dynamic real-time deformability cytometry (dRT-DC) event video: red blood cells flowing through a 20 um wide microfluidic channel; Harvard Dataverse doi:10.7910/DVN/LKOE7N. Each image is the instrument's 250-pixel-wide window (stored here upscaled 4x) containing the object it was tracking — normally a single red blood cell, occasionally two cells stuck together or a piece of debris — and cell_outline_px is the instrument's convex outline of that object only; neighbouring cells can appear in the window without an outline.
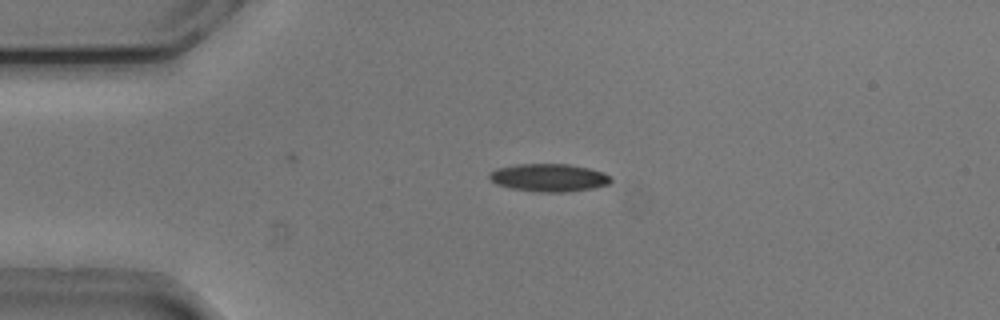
{"species": "common noctule bat (a hibernating species)", "species_latin": "Nyctalus noctula", "temperature_condition": "cold", "stored_images_in_passage": 49, "camera_frame_rate_fps": 3000, "um_per_image_px": 0.085, "animal": {"sex": "male", "body_mass_g": 20.5, "forearm_length_mm": 52.5}, "frame": {"image": 1, "passage_image": 11, "time_ms": 3.333, "image_size_px": [1000, 320], "cell_outline_px": [[612, 180], [608, 184], [592, 188], [568, 192], [536, 192], [512, 188], [496, 184], [488, 176], [488, 172], [496, 168], [516, 164], [568, 164], [588, 168], [604, 172]], "centroid_in_image_um": [46.62, 15.1], "position_along_channel_um": 38.4, "area_um2": 19.71}}
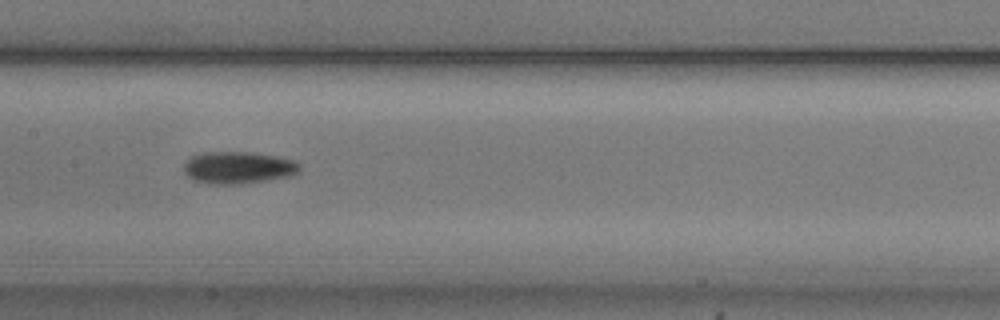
{"frame": {"image": 2, "passage_image": 25, "time_ms": 8.0, "image_size_px": [1000, 320], "cell_outline_px": [[300, 172], [292, 176], [236, 184], [216, 184], [196, 180], [188, 176], [184, 172], [184, 164], [192, 156], [204, 152], [252, 152], [276, 156], [292, 160], [300, 164]], "centroid_in_image_um": [20.28, 14.23], "position_along_channel_um": 187.1, "area_um2": 21.44}}
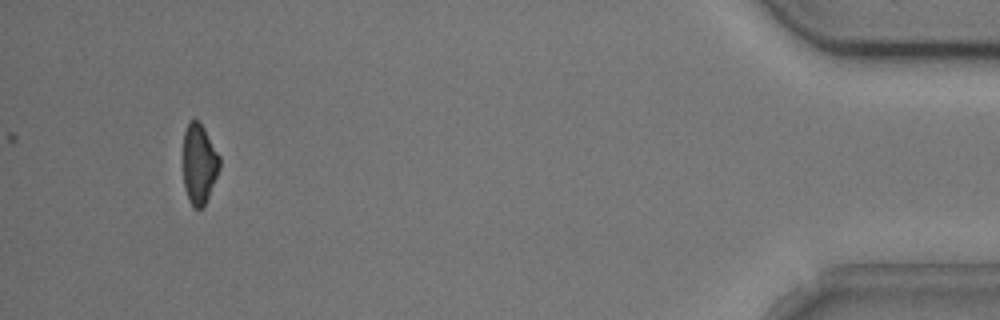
{"frame": {"image": 3, "passage_image": 49, "time_ms": 16.0, "image_size_px": [1000, 320], "cell_outline_px": [[220, 168], [208, 196], [204, 204], [200, 208], [192, 208], [188, 200], [184, 184], [184, 132], [188, 124], [192, 120], [196, 120], [204, 128], [220, 156]], "centroid_in_image_um": [16.93, 13.95], "position_along_channel_um": 418.3, "area_um2": 16.7}, "authors_computed_cell_mechanics": {"area_um2": 19.2474, "velocity_mm_per_s": 3.8073, "shape_relaxation_time_tau1_ms": 4.4151, "shape_relaxation_time_tau2_ms": null, "deformation_change_tau1": 0.1181, "deformation_change_tau2": null}}